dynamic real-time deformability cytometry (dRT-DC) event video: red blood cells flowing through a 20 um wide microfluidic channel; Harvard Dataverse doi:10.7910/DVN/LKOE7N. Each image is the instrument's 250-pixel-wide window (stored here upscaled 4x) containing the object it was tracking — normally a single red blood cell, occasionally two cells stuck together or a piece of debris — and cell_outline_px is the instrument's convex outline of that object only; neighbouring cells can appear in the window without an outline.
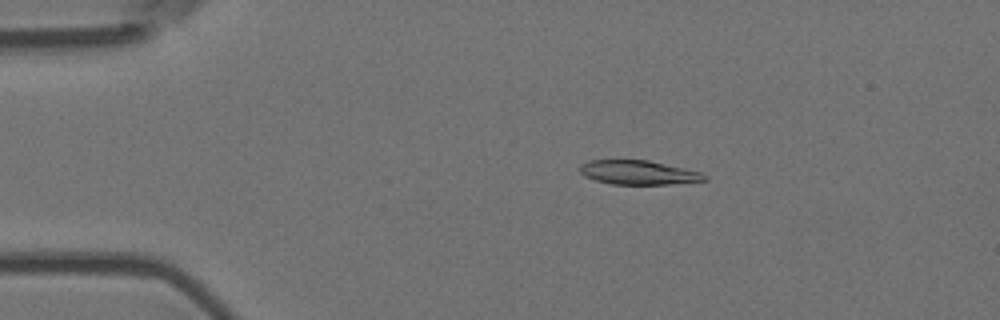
{"species": "Egyptian fruit bat (a non-hibernating species)", "species_latin": "Rousettus aegyptiacus", "temperature_condition": "room temperature", "stored_images_in_passage": 4, "camera_frame_rate_fps": 3000, "um_per_image_px": 0.085, "animal": {"sex": "female"}, "frame": {"image": 1, "passage_image": 3, "time_ms": 0.667, "image_size_px": [1000, 320], "cell_outline_px": [[708, 180], [668, 184], [612, 184], [596, 180], [584, 176], [580, 172], [580, 168], [588, 160], [648, 160], [700, 172], [708, 176]], "centroid_in_image_um": [54.27, 14.66], "position_along_channel_um": 30.7, "area_um2": 17.28}}